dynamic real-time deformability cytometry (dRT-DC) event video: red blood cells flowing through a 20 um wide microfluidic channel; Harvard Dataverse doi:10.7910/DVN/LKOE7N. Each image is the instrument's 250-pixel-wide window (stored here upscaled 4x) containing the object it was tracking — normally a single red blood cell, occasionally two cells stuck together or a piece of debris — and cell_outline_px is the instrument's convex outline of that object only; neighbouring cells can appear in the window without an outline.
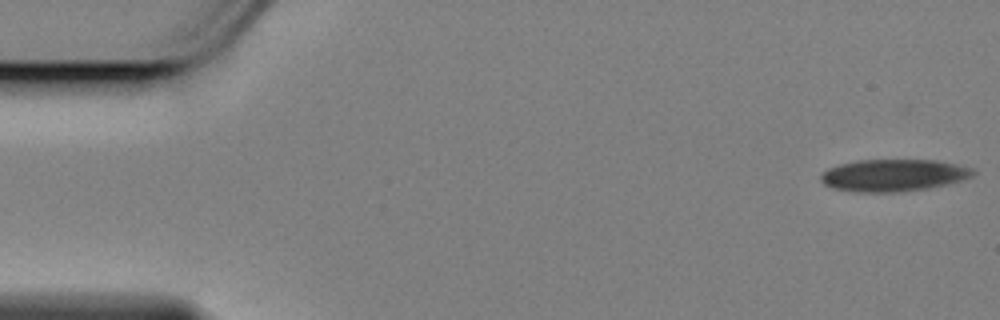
{"species": "Egyptian fruit bat (a non-hibernating species)", "species_latin": "Rousettus aegyptiacus", "temperature_condition": "cold", "stored_images_in_passage": 53, "camera_frame_rate_fps": 3000, "um_per_image_px": 0.085, "animal": {"sex": "female"}, "frame": {"image": 1, "passage_image": 1, "time_ms": 0.0, "image_size_px": [1000, 320], "cell_outline_px": [[976, 172], [972, 176], [948, 184], [928, 188], [900, 192], [852, 192], [832, 188], [824, 184], [820, 180], [820, 176], [828, 168], [840, 164], [856, 160], [936, 160], [960, 164], [972, 168]], "centroid_in_image_um": [75.94, 14.9], "position_along_channel_um": 9.1, "area_um2": 28.67}}
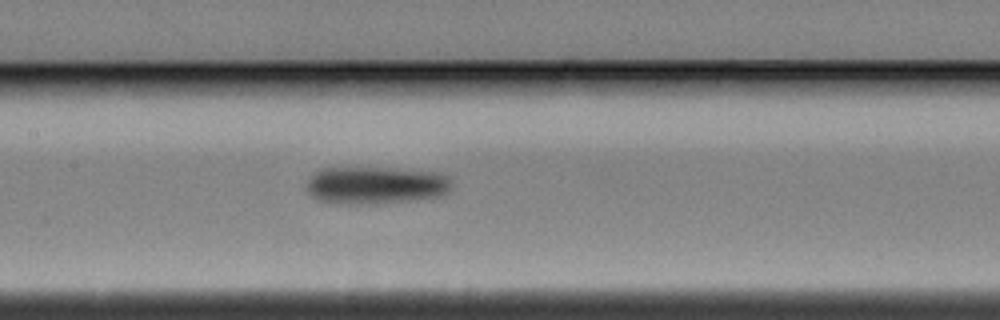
{"frame": {"image": 2, "passage_image": 26, "time_ms": 8.333, "image_size_px": [1000, 320], "cell_outline_px": [[452, 188], [448, 192], [440, 196], [416, 200], [384, 204], [348, 204], [320, 200], [312, 196], [308, 192], [308, 180], [320, 168], [388, 168], [444, 172], [452, 180]], "centroid_in_image_um": [32.04, 15.75], "position_along_channel_um": 175.4, "area_um2": 32.14}}
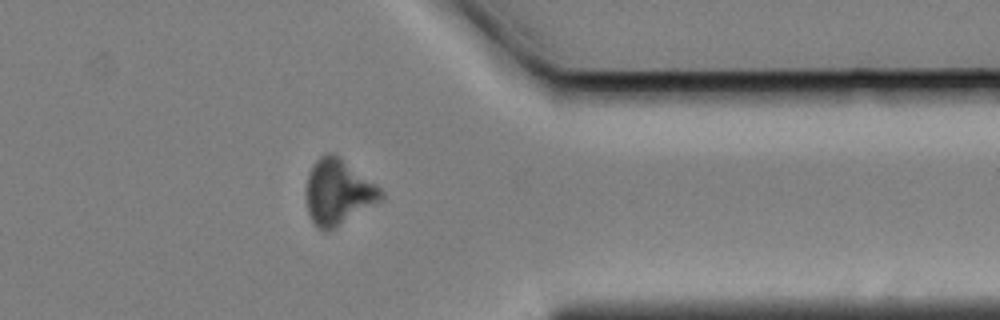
{"frame": {"image": 3, "passage_image": 45, "time_ms": 14.667, "image_size_px": [1000, 320], "cell_outline_px": [[384, 196], [380, 200], [332, 228], [324, 232], [316, 228], [308, 212], [304, 192], [308, 172], [312, 164], [324, 152], [332, 152], [340, 156], [376, 184], [384, 192]], "centroid_in_image_um": [28.68, 16.27], "position_along_channel_um": 382.7, "area_um2": 28.5}}